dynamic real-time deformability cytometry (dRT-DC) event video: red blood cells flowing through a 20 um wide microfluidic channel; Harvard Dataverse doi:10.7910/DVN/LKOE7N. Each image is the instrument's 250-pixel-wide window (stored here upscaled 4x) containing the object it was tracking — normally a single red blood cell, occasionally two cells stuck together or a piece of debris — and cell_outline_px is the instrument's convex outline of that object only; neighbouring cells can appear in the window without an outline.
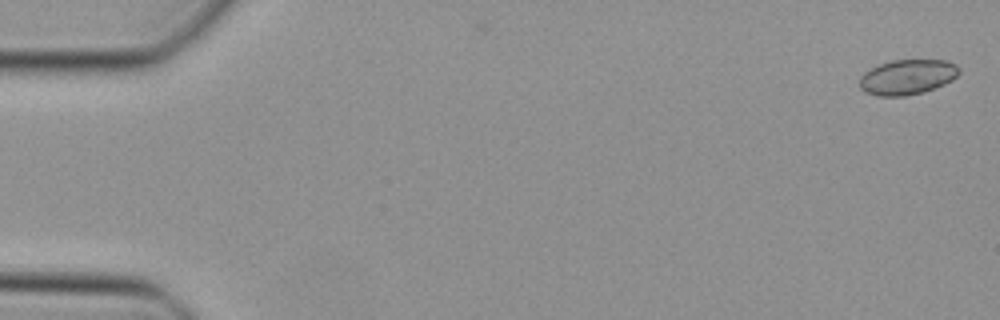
{"species": "Egyptian fruit bat (a non-hibernating species)", "species_latin": "Rousettus aegyptiacus", "temperature_condition": "cold", "stored_images_in_passage": 49, "camera_frame_rate_fps": 3000, "um_per_image_px": 0.085, "animal": {"sex": "female"}, "frame": {"image": 1, "passage_image": 2, "time_ms": 0.333, "image_size_px": [1000, 320], "cell_outline_px": [[960, 72], [952, 80], [944, 84], [924, 92], [904, 96], [876, 96], [864, 92], [860, 88], [860, 76], [864, 72], [880, 64], [892, 60], [944, 60], [956, 64], [960, 68]], "centroid_in_image_um": [77.12, 6.55], "position_along_channel_um": 7.9, "area_um2": 20.4}}
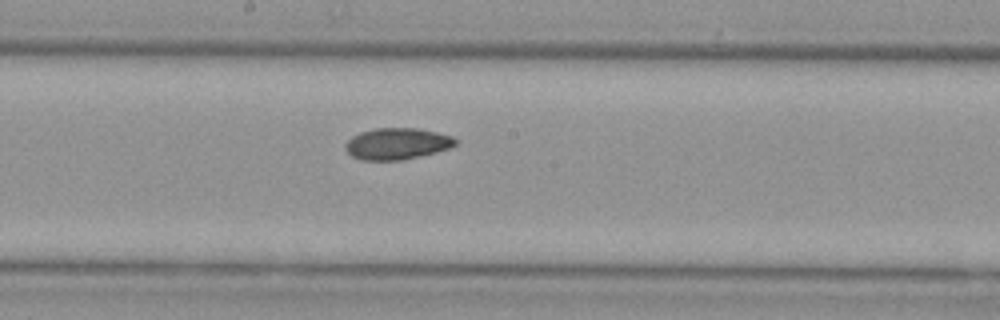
{"frame": {"image": 2, "passage_image": 27, "time_ms": 8.667, "image_size_px": [1000, 320], "cell_outline_px": [[456, 144], [448, 148], [436, 152], [404, 160], [360, 160], [352, 156], [344, 148], [344, 144], [352, 136], [360, 132], [376, 128], [416, 128], [436, 132], [452, 136], [456, 140]], "centroid_in_image_um": [33.71, 12.22], "position_along_channel_um": 214.5, "area_um2": 20.17}}
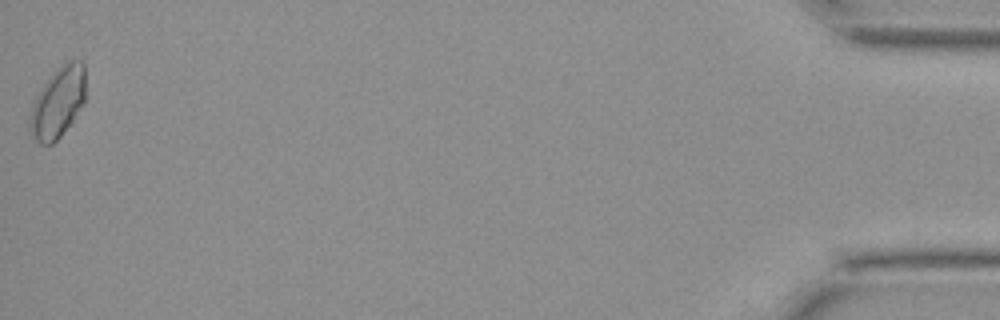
{"frame": {"image": 3, "passage_image": 49, "time_ms": 16.0, "image_size_px": [1000, 320], "cell_outline_px": [[84, 104], [60, 136], [52, 144], [40, 144], [32, 136], [28, 128], [28, 120], [32, 104], [40, 88], [48, 76], [56, 68], [72, 60], [84, 60]], "centroid_in_image_um": [4.89, 8.7], "position_along_channel_um": 430.3, "area_um2": 23.0}}